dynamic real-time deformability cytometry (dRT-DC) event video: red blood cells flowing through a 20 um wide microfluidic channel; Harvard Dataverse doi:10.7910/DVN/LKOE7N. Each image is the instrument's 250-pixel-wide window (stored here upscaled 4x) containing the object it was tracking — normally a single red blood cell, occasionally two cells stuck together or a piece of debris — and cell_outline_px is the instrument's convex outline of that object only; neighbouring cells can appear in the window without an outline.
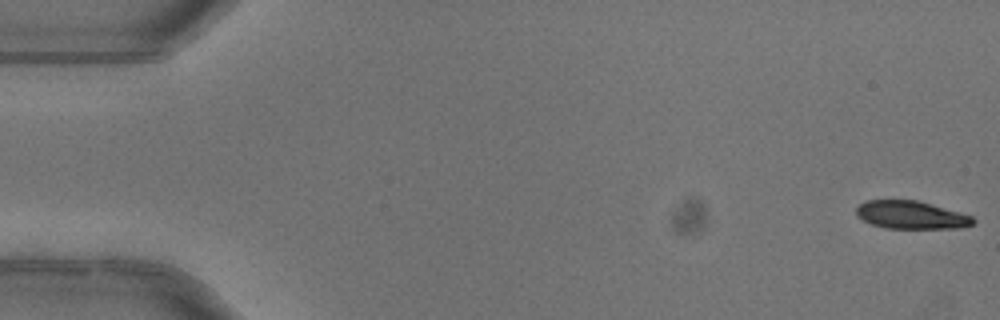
{"species": "common noctule bat (a hibernating species)", "species_latin": "Nyctalus noctula", "temperature_condition": "warm", "stored_images_in_passage": 5, "camera_frame_rate_fps": 3000, "um_per_image_px": 0.085, "animal": {"sex": "female"}, "frame": {"image": 1, "passage_image": 1, "time_ms": 0.0, "image_size_px": [1000, 320], "cell_outline_px": [[976, 220], [972, 224], [960, 228], [884, 228], [872, 224], [856, 216], [856, 208], [860, 204], [868, 200], [916, 200], [932, 204], [960, 212], [972, 216]], "centroid_in_image_um": [77.44, 18.27], "position_along_channel_um": 7.6, "area_um2": 18.96}}
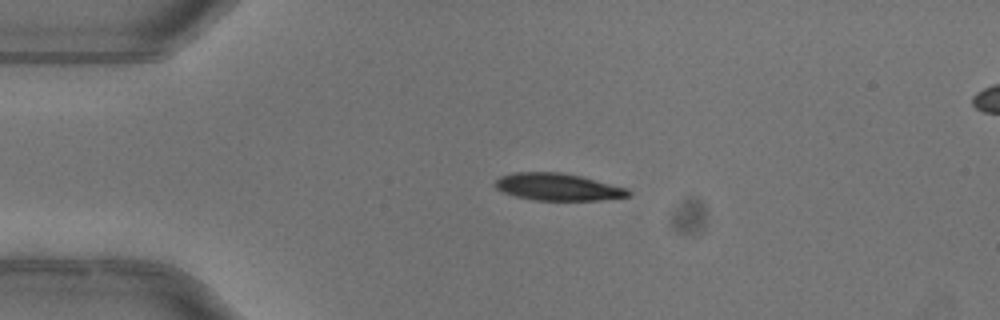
{"frame": {"image": 2, "passage_image": 4, "time_ms": 1.0, "image_size_px": [1000, 320], "cell_outline_px": [[632, 192], [628, 196], [600, 200], [536, 200], [516, 196], [504, 192], [496, 188], [492, 184], [500, 176], [516, 172], [560, 172], [580, 176], [628, 188]], "centroid_in_image_um": [47.41, 15.88], "position_along_channel_um": 37.6, "area_um2": 20.98}}